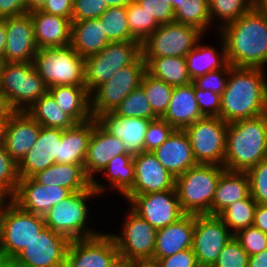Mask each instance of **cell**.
Listing matches in <instances>:
<instances>
[{"mask_svg":"<svg viewBox=\"0 0 267 267\" xmlns=\"http://www.w3.org/2000/svg\"><path fill=\"white\" fill-rule=\"evenodd\" d=\"M233 67L263 68L267 65V12L252 8L218 30Z\"/></svg>","mask_w":267,"mask_h":267,"instance_id":"obj_1","label":"cell"},{"mask_svg":"<svg viewBox=\"0 0 267 267\" xmlns=\"http://www.w3.org/2000/svg\"><path fill=\"white\" fill-rule=\"evenodd\" d=\"M265 69L232 67L221 95L220 118L226 123L267 113Z\"/></svg>","mask_w":267,"mask_h":267,"instance_id":"obj_2","label":"cell"},{"mask_svg":"<svg viewBox=\"0 0 267 267\" xmlns=\"http://www.w3.org/2000/svg\"><path fill=\"white\" fill-rule=\"evenodd\" d=\"M267 159V113L228 123L224 168L247 172Z\"/></svg>","mask_w":267,"mask_h":267,"instance_id":"obj_3","label":"cell"},{"mask_svg":"<svg viewBox=\"0 0 267 267\" xmlns=\"http://www.w3.org/2000/svg\"><path fill=\"white\" fill-rule=\"evenodd\" d=\"M226 169L215 164H198L175 178V190L185 214L211 215V204L221 174Z\"/></svg>","mask_w":267,"mask_h":267,"instance_id":"obj_4","label":"cell"},{"mask_svg":"<svg viewBox=\"0 0 267 267\" xmlns=\"http://www.w3.org/2000/svg\"><path fill=\"white\" fill-rule=\"evenodd\" d=\"M99 194L92 185L83 191L72 192L43 215L45 227L67 237L70 241L92 238L101 232L88 228V201ZM90 199V200H89Z\"/></svg>","mask_w":267,"mask_h":267,"instance_id":"obj_5","label":"cell"},{"mask_svg":"<svg viewBox=\"0 0 267 267\" xmlns=\"http://www.w3.org/2000/svg\"><path fill=\"white\" fill-rule=\"evenodd\" d=\"M33 64L48 88L85 86V59L71 45L38 49Z\"/></svg>","mask_w":267,"mask_h":267,"instance_id":"obj_6","label":"cell"},{"mask_svg":"<svg viewBox=\"0 0 267 267\" xmlns=\"http://www.w3.org/2000/svg\"><path fill=\"white\" fill-rule=\"evenodd\" d=\"M48 89L33 62H3L0 91L13 111H27Z\"/></svg>","mask_w":267,"mask_h":267,"instance_id":"obj_7","label":"cell"},{"mask_svg":"<svg viewBox=\"0 0 267 267\" xmlns=\"http://www.w3.org/2000/svg\"><path fill=\"white\" fill-rule=\"evenodd\" d=\"M142 55L140 41L110 42L103 50L85 59V87L91 94L119 69L134 63Z\"/></svg>","mask_w":267,"mask_h":267,"instance_id":"obj_8","label":"cell"},{"mask_svg":"<svg viewBox=\"0 0 267 267\" xmlns=\"http://www.w3.org/2000/svg\"><path fill=\"white\" fill-rule=\"evenodd\" d=\"M44 227L43 216L11 201L0 214V255L15 257Z\"/></svg>","mask_w":267,"mask_h":267,"instance_id":"obj_9","label":"cell"},{"mask_svg":"<svg viewBox=\"0 0 267 267\" xmlns=\"http://www.w3.org/2000/svg\"><path fill=\"white\" fill-rule=\"evenodd\" d=\"M146 73V62L141 55L134 63L119 69L107 82L90 94L93 118L113 110L137 87Z\"/></svg>","mask_w":267,"mask_h":267,"instance_id":"obj_10","label":"cell"},{"mask_svg":"<svg viewBox=\"0 0 267 267\" xmlns=\"http://www.w3.org/2000/svg\"><path fill=\"white\" fill-rule=\"evenodd\" d=\"M204 34L179 22L160 24L142 43L143 58L186 57Z\"/></svg>","mask_w":267,"mask_h":267,"instance_id":"obj_11","label":"cell"},{"mask_svg":"<svg viewBox=\"0 0 267 267\" xmlns=\"http://www.w3.org/2000/svg\"><path fill=\"white\" fill-rule=\"evenodd\" d=\"M227 126L220 117H204L184 129L198 164L223 166Z\"/></svg>","mask_w":267,"mask_h":267,"instance_id":"obj_12","label":"cell"},{"mask_svg":"<svg viewBox=\"0 0 267 267\" xmlns=\"http://www.w3.org/2000/svg\"><path fill=\"white\" fill-rule=\"evenodd\" d=\"M123 230V231H122ZM121 234H112L120 260L135 263L153 259L157 230L131 208L126 214Z\"/></svg>","mask_w":267,"mask_h":267,"instance_id":"obj_13","label":"cell"},{"mask_svg":"<svg viewBox=\"0 0 267 267\" xmlns=\"http://www.w3.org/2000/svg\"><path fill=\"white\" fill-rule=\"evenodd\" d=\"M233 236L218 216L194 214L192 250L199 267H213L220 252Z\"/></svg>","mask_w":267,"mask_h":267,"instance_id":"obj_14","label":"cell"},{"mask_svg":"<svg viewBox=\"0 0 267 267\" xmlns=\"http://www.w3.org/2000/svg\"><path fill=\"white\" fill-rule=\"evenodd\" d=\"M120 261L116 243L110 233L72 240L65 267H113Z\"/></svg>","mask_w":267,"mask_h":267,"instance_id":"obj_15","label":"cell"},{"mask_svg":"<svg viewBox=\"0 0 267 267\" xmlns=\"http://www.w3.org/2000/svg\"><path fill=\"white\" fill-rule=\"evenodd\" d=\"M70 240L44 227L15 257L27 267H65Z\"/></svg>","mask_w":267,"mask_h":267,"instance_id":"obj_16","label":"cell"},{"mask_svg":"<svg viewBox=\"0 0 267 267\" xmlns=\"http://www.w3.org/2000/svg\"><path fill=\"white\" fill-rule=\"evenodd\" d=\"M128 202L129 208L156 230L176 222L185 215L178 201L176 190L134 195Z\"/></svg>","mask_w":267,"mask_h":267,"instance_id":"obj_17","label":"cell"},{"mask_svg":"<svg viewBox=\"0 0 267 267\" xmlns=\"http://www.w3.org/2000/svg\"><path fill=\"white\" fill-rule=\"evenodd\" d=\"M135 181L123 197L129 201L134 195L175 190V177L158 161L153 152L134 155Z\"/></svg>","mask_w":267,"mask_h":267,"instance_id":"obj_18","label":"cell"},{"mask_svg":"<svg viewBox=\"0 0 267 267\" xmlns=\"http://www.w3.org/2000/svg\"><path fill=\"white\" fill-rule=\"evenodd\" d=\"M4 62L32 63L38 50L30 13L5 17Z\"/></svg>","mask_w":267,"mask_h":267,"instance_id":"obj_19","label":"cell"},{"mask_svg":"<svg viewBox=\"0 0 267 267\" xmlns=\"http://www.w3.org/2000/svg\"><path fill=\"white\" fill-rule=\"evenodd\" d=\"M71 193L58 185L39 184L32 177L20 178L12 201L25 211L43 216Z\"/></svg>","mask_w":267,"mask_h":267,"instance_id":"obj_20","label":"cell"},{"mask_svg":"<svg viewBox=\"0 0 267 267\" xmlns=\"http://www.w3.org/2000/svg\"><path fill=\"white\" fill-rule=\"evenodd\" d=\"M121 154H130L126 150L125 143L111 135L93 118V131L83 165L86 175L93 180L110 160Z\"/></svg>","mask_w":267,"mask_h":267,"instance_id":"obj_21","label":"cell"},{"mask_svg":"<svg viewBox=\"0 0 267 267\" xmlns=\"http://www.w3.org/2000/svg\"><path fill=\"white\" fill-rule=\"evenodd\" d=\"M63 129L41 126L35 144L18 163L20 178H29L55 164Z\"/></svg>","mask_w":267,"mask_h":267,"instance_id":"obj_22","label":"cell"},{"mask_svg":"<svg viewBox=\"0 0 267 267\" xmlns=\"http://www.w3.org/2000/svg\"><path fill=\"white\" fill-rule=\"evenodd\" d=\"M41 125L26 111H14L8 120L4 147L18 164L35 144Z\"/></svg>","mask_w":267,"mask_h":267,"instance_id":"obj_23","label":"cell"},{"mask_svg":"<svg viewBox=\"0 0 267 267\" xmlns=\"http://www.w3.org/2000/svg\"><path fill=\"white\" fill-rule=\"evenodd\" d=\"M96 120L111 135L125 143L128 153L136 155L144 151V136L151 120L117 116L113 112L103 113Z\"/></svg>","mask_w":267,"mask_h":267,"instance_id":"obj_24","label":"cell"},{"mask_svg":"<svg viewBox=\"0 0 267 267\" xmlns=\"http://www.w3.org/2000/svg\"><path fill=\"white\" fill-rule=\"evenodd\" d=\"M30 17L38 49L71 45V19L48 14L41 10L30 12Z\"/></svg>","mask_w":267,"mask_h":267,"instance_id":"obj_25","label":"cell"},{"mask_svg":"<svg viewBox=\"0 0 267 267\" xmlns=\"http://www.w3.org/2000/svg\"><path fill=\"white\" fill-rule=\"evenodd\" d=\"M153 154L175 178L198 165L184 130L175 129L169 138L153 151Z\"/></svg>","mask_w":267,"mask_h":267,"instance_id":"obj_26","label":"cell"},{"mask_svg":"<svg viewBox=\"0 0 267 267\" xmlns=\"http://www.w3.org/2000/svg\"><path fill=\"white\" fill-rule=\"evenodd\" d=\"M194 236V214H185L176 222L158 229L153 259L169 257L192 248Z\"/></svg>","mask_w":267,"mask_h":267,"instance_id":"obj_27","label":"cell"},{"mask_svg":"<svg viewBox=\"0 0 267 267\" xmlns=\"http://www.w3.org/2000/svg\"><path fill=\"white\" fill-rule=\"evenodd\" d=\"M162 118L178 130H184L204 118L195 98L193 82L174 87L168 109Z\"/></svg>","mask_w":267,"mask_h":267,"instance_id":"obj_28","label":"cell"},{"mask_svg":"<svg viewBox=\"0 0 267 267\" xmlns=\"http://www.w3.org/2000/svg\"><path fill=\"white\" fill-rule=\"evenodd\" d=\"M92 131L93 118L63 130L55 163L84 165Z\"/></svg>","mask_w":267,"mask_h":267,"instance_id":"obj_29","label":"cell"},{"mask_svg":"<svg viewBox=\"0 0 267 267\" xmlns=\"http://www.w3.org/2000/svg\"><path fill=\"white\" fill-rule=\"evenodd\" d=\"M250 195V179L247 172L225 170L217 183L211 204V215L218 216L236 200Z\"/></svg>","mask_w":267,"mask_h":267,"instance_id":"obj_30","label":"cell"},{"mask_svg":"<svg viewBox=\"0 0 267 267\" xmlns=\"http://www.w3.org/2000/svg\"><path fill=\"white\" fill-rule=\"evenodd\" d=\"M109 43L100 18L72 21L71 46L84 59L97 54Z\"/></svg>","mask_w":267,"mask_h":267,"instance_id":"obj_31","label":"cell"},{"mask_svg":"<svg viewBox=\"0 0 267 267\" xmlns=\"http://www.w3.org/2000/svg\"><path fill=\"white\" fill-rule=\"evenodd\" d=\"M32 178L39 184L58 185L71 192L83 191L92 185V180L86 175L81 164L55 163L37 172Z\"/></svg>","mask_w":267,"mask_h":267,"instance_id":"obj_32","label":"cell"},{"mask_svg":"<svg viewBox=\"0 0 267 267\" xmlns=\"http://www.w3.org/2000/svg\"><path fill=\"white\" fill-rule=\"evenodd\" d=\"M134 155L133 154H121L115 156L109 163L101 170L100 174L106 176L109 185L100 184L94 178L92 180V187L101 196L106 190L112 189L117 190L125 196L133 187L135 181V171H134Z\"/></svg>","mask_w":267,"mask_h":267,"instance_id":"obj_33","label":"cell"},{"mask_svg":"<svg viewBox=\"0 0 267 267\" xmlns=\"http://www.w3.org/2000/svg\"><path fill=\"white\" fill-rule=\"evenodd\" d=\"M59 107L77 124L91 120L90 93L85 86H55L48 89Z\"/></svg>","mask_w":267,"mask_h":267,"instance_id":"obj_34","label":"cell"},{"mask_svg":"<svg viewBox=\"0 0 267 267\" xmlns=\"http://www.w3.org/2000/svg\"><path fill=\"white\" fill-rule=\"evenodd\" d=\"M219 41H221L220 52L208 44L201 45L199 40L186 55L187 71L192 81L210 71L223 69L228 64L224 40L221 37Z\"/></svg>","mask_w":267,"mask_h":267,"instance_id":"obj_35","label":"cell"},{"mask_svg":"<svg viewBox=\"0 0 267 267\" xmlns=\"http://www.w3.org/2000/svg\"><path fill=\"white\" fill-rule=\"evenodd\" d=\"M146 72L175 87L192 82L187 71L185 57L143 58Z\"/></svg>","mask_w":267,"mask_h":267,"instance_id":"obj_36","label":"cell"},{"mask_svg":"<svg viewBox=\"0 0 267 267\" xmlns=\"http://www.w3.org/2000/svg\"><path fill=\"white\" fill-rule=\"evenodd\" d=\"M26 112H28L42 127L70 129L77 123L66 114L54 98L45 94L39 98Z\"/></svg>","mask_w":267,"mask_h":267,"instance_id":"obj_37","label":"cell"},{"mask_svg":"<svg viewBox=\"0 0 267 267\" xmlns=\"http://www.w3.org/2000/svg\"><path fill=\"white\" fill-rule=\"evenodd\" d=\"M175 22L197 28L203 34L213 24L208 0H178V8L174 11Z\"/></svg>","mask_w":267,"mask_h":267,"instance_id":"obj_38","label":"cell"},{"mask_svg":"<svg viewBox=\"0 0 267 267\" xmlns=\"http://www.w3.org/2000/svg\"><path fill=\"white\" fill-rule=\"evenodd\" d=\"M256 206L257 202L249 195L231 203L218 217L235 235L238 231L253 226Z\"/></svg>","mask_w":267,"mask_h":267,"instance_id":"obj_39","label":"cell"},{"mask_svg":"<svg viewBox=\"0 0 267 267\" xmlns=\"http://www.w3.org/2000/svg\"><path fill=\"white\" fill-rule=\"evenodd\" d=\"M99 18L110 42L138 41L130 33L126 6L108 7Z\"/></svg>","mask_w":267,"mask_h":267,"instance_id":"obj_40","label":"cell"},{"mask_svg":"<svg viewBox=\"0 0 267 267\" xmlns=\"http://www.w3.org/2000/svg\"><path fill=\"white\" fill-rule=\"evenodd\" d=\"M141 87L153 112L159 118H162L168 109L174 87L151 76L147 72L143 76Z\"/></svg>","mask_w":267,"mask_h":267,"instance_id":"obj_41","label":"cell"},{"mask_svg":"<svg viewBox=\"0 0 267 267\" xmlns=\"http://www.w3.org/2000/svg\"><path fill=\"white\" fill-rule=\"evenodd\" d=\"M208 4L212 23L219 19L217 31L253 8V0H208Z\"/></svg>","mask_w":267,"mask_h":267,"instance_id":"obj_42","label":"cell"},{"mask_svg":"<svg viewBox=\"0 0 267 267\" xmlns=\"http://www.w3.org/2000/svg\"><path fill=\"white\" fill-rule=\"evenodd\" d=\"M113 113L122 117H136L154 120L159 118L145 96L143 88L134 89L114 110Z\"/></svg>","mask_w":267,"mask_h":267,"instance_id":"obj_43","label":"cell"},{"mask_svg":"<svg viewBox=\"0 0 267 267\" xmlns=\"http://www.w3.org/2000/svg\"><path fill=\"white\" fill-rule=\"evenodd\" d=\"M126 8L130 33L136 40L143 43L160 24L134 0Z\"/></svg>","mask_w":267,"mask_h":267,"instance_id":"obj_44","label":"cell"},{"mask_svg":"<svg viewBox=\"0 0 267 267\" xmlns=\"http://www.w3.org/2000/svg\"><path fill=\"white\" fill-rule=\"evenodd\" d=\"M248 253L233 236L219 254L213 267H247Z\"/></svg>","mask_w":267,"mask_h":267,"instance_id":"obj_45","label":"cell"},{"mask_svg":"<svg viewBox=\"0 0 267 267\" xmlns=\"http://www.w3.org/2000/svg\"><path fill=\"white\" fill-rule=\"evenodd\" d=\"M250 195L258 203L267 205V159L260 161L248 171Z\"/></svg>","mask_w":267,"mask_h":267,"instance_id":"obj_46","label":"cell"},{"mask_svg":"<svg viewBox=\"0 0 267 267\" xmlns=\"http://www.w3.org/2000/svg\"><path fill=\"white\" fill-rule=\"evenodd\" d=\"M20 177L18 164L6 152L5 147H0V187L13 196L17 190Z\"/></svg>","mask_w":267,"mask_h":267,"instance_id":"obj_47","label":"cell"},{"mask_svg":"<svg viewBox=\"0 0 267 267\" xmlns=\"http://www.w3.org/2000/svg\"><path fill=\"white\" fill-rule=\"evenodd\" d=\"M175 129L163 118L151 120L144 136V151L153 152Z\"/></svg>","mask_w":267,"mask_h":267,"instance_id":"obj_48","label":"cell"},{"mask_svg":"<svg viewBox=\"0 0 267 267\" xmlns=\"http://www.w3.org/2000/svg\"><path fill=\"white\" fill-rule=\"evenodd\" d=\"M234 237L249 256L267 249V234L254 226L238 231Z\"/></svg>","mask_w":267,"mask_h":267,"instance_id":"obj_49","label":"cell"},{"mask_svg":"<svg viewBox=\"0 0 267 267\" xmlns=\"http://www.w3.org/2000/svg\"><path fill=\"white\" fill-rule=\"evenodd\" d=\"M232 67L228 63L223 69L210 71L203 76L195 78L192 82L197 88L222 95Z\"/></svg>","mask_w":267,"mask_h":267,"instance_id":"obj_50","label":"cell"},{"mask_svg":"<svg viewBox=\"0 0 267 267\" xmlns=\"http://www.w3.org/2000/svg\"><path fill=\"white\" fill-rule=\"evenodd\" d=\"M107 9L104 0H73L71 21L96 19Z\"/></svg>","mask_w":267,"mask_h":267,"instance_id":"obj_51","label":"cell"},{"mask_svg":"<svg viewBox=\"0 0 267 267\" xmlns=\"http://www.w3.org/2000/svg\"><path fill=\"white\" fill-rule=\"evenodd\" d=\"M159 24H167L175 21L174 11L167 0H134Z\"/></svg>","mask_w":267,"mask_h":267,"instance_id":"obj_52","label":"cell"},{"mask_svg":"<svg viewBox=\"0 0 267 267\" xmlns=\"http://www.w3.org/2000/svg\"><path fill=\"white\" fill-rule=\"evenodd\" d=\"M195 98L201 114L204 117H219L221 109V95L195 86Z\"/></svg>","mask_w":267,"mask_h":267,"instance_id":"obj_53","label":"cell"},{"mask_svg":"<svg viewBox=\"0 0 267 267\" xmlns=\"http://www.w3.org/2000/svg\"><path fill=\"white\" fill-rule=\"evenodd\" d=\"M156 260L161 267H199L192 248L175 253L172 256Z\"/></svg>","mask_w":267,"mask_h":267,"instance_id":"obj_54","label":"cell"},{"mask_svg":"<svg viewBox=\"0 0 267 267\" xmlns=\"http://www.w3.org/2000/svg\"><path fill=\"white\" fill-rule=\"evenodd\" d=\"M73 0H47L41 11L72 20Z\"/></svg>","mask_w":267,"mask_h":267,"instance_id":"obj_55","label":"cell"},{"mask_svg":"<svg viewBox=\"0 0 267 267\" xmlns=\"http://www.w3.org/2000/svg\"><path fill=\"white\" fill-rule=\"evenodd\" d=\"M27 13V0H0V19Z\"/></svg>","mask_w":267,"mask_h":267,"instance_id":"obj_56","label":"cell"},{"mask_svg":"<svg viewBox=\"0 0 267 267\" xmlns=\"http://www.w3.org/2000/svg\"><path fill=\"white\" fill-rule=\"evenodd\" d=\"M253 226L267 234V205L257 203Z\"/></svg>","mask_w":267,"mask_h":267,"instance_id":"obj_57","label":"cell"},{"mask_svg":"<svg viewBox=\"0 0 267 267\" xmlns=\"http://www.w3.org/2000/svg\"><path fill=\"white\" fill-rule=\"evenodd\" d=\"M247 267H267V249L249 256Z\"/></svg>","mask_w":267,"mask_h":267,"instance_id":"obj_58","label":"cell"},{"mask_svg":"<svg viewBox=\"0 0 267 267\" xmlns=\"http://www.w3.org/2000/svg\"><path fill=\"white\" fill-rule=\"evenodd\" d=\"M0 267H27L16 257L0 255Z\"/></svg>","mask_w":267,"mask_h":267,"instance_id":"obj_59","label":"cell"},{"mask_svg":"<svg viewBox=\"0 0 267 267\" xmlns=\"http://www.w3.org/2000/svg\"><path fill=\"white\" fill-rule=\"evenodd\" d=\"M6 28H5V18L0 19V60L4 61V50L6 43Z\"/></svg>","mask_w":267,"mask_h":267,"instance_id":"obj_60","label":"cell"},{"mask_svg":"<svg viewBox=\"0 0 267 267\" xmlns=\"http://www.w3.org/2000/svg\"><path fill=\"white\" fill-rule=\"evenodd\" d=\"M13 112L6 97L0 91V117L9 118Z\"/></svg>","mask_w":267,"mask_h":267,"instance_id":"obj_61","label":"cell"},{"mask_svg":"<svg viewBox=\"0 0 267 267\" xmlns=\"http://www.w3.org/2000/svg\"><path fill=\"white\" fill-rule=\"evenodd\" d=\"M11 201H12V196L6 190L0 187V214L5 210L6 206Z\"/></svg>","mask_w":267,"mask_h":267,"instance_id":"obj_62","label":"cell"},{"mask_svg":"<svg viewBox=\"0 0 267 267\" xmlns=\"http://www.w3.org/2000/svg\"><path fill=\"white\" fill-rule=\"evenodd\" d=\"M46 2L47 0H27V13L41 10Z\"/></svg>","mask_w":267,"mask_h":267,"instance_id":"obj_63","label":"cell"},{"mask_svg":"<svg viewBox=\"0 0 267 267\" xmlns=\"http://www.w3.org/2000/svg\"><path fill=\"white\" fill-rule=\"evenodd\" d=\"M132 267H161V266L156 260L148 259V260H139L135 263H132Z\"/></svg>","mask_w":267,"mask_h":267,"instance_id":"obj_64","label":"cell"},{"mask_svg":"<svg viewBox=\"0 0 267 267\" xmlns=\"http://www.w3.org/2000/svg\"><path fill=\"white\" fill-rule=\"evenodd\" d=\"M9 118L0 117V147L5 143V132Z\"/></svg>","mask_w":267,"mask_h":267,"instance_id":"obj_65","label":"cell"},{"mask_svg":"<svg viewBox=\"0 0 267 267\" xmlns=\"http://www.w3.org/2000/svg\"><path fill=\"white\" fill-rule=\"evenodd\" d=\"M133 0H104L107 7L128 6Z\"/></svg>","mask_w":267,"mask_h":267,"instance_id":"obj_66","label":"cell"},{"mask_svg":"<svg viewBox=\"0 0 267 267\" xmlns=\"http://www.w3.org/2000/svg\"><path fill=\"white\" fill-rule=\"evenodd\" d=\"M253 8L267 12V0H253Z\"/></svg>","mask_w":267,"mask_h":267,"instance_id":"obj_67","label":"cell"},{"mask_svg":"<svg viewBox=\"0 0 267 267\" xmlns=\"http://www.w3.org/2000/svg\"><path fill=\"white\" fill-rule=\"evenodd\" d=\"M113 267H132V263L120 260V261H119L116 265H114Z\"/></svg>","mask_w":267,"mask_h":267,"instance_id":"obj_68","label":"cell"},{"mask_svg":"<svg viewBox=\"0 0 267 267\" xmlns=\"http://www.w3.org/2000/svg\"><path fill=\"white\" fill-rule=\"evenodd\" d=\"M167 3L172 6L173 11L178 8V0H167Z\"/></svg>","mask_w":267,"mask_h":267,"instance_id":"obj_69","label":"cell"},{"mask_svg":"<svg viewBox=\"0 0 267 267\" xmlns=\"http://www.w3.org/2000/svg\"><path fill=\"white\" fill-rule=\"evenodd\" d=\"M3 62H4V61H1V60H0V76H1V68H2Z\"/></svg>","mask_w":267,"mask_h":267,"instance_id":"obj_70","label":"cell"}]
</instances>
